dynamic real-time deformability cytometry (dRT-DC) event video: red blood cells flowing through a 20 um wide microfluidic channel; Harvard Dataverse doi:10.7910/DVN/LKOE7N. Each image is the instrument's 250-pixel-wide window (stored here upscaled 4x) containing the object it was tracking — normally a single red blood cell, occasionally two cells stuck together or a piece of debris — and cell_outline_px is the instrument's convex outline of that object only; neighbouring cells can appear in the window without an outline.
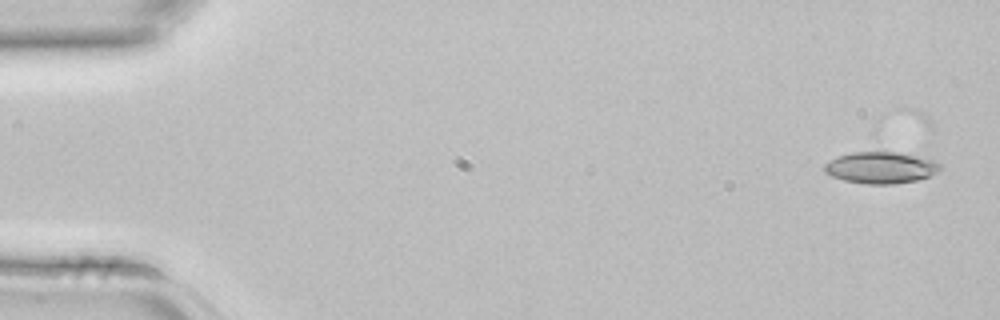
{"species": "common noctule bat (a hibernating species)", "species_latin": "Nyctalus noctula", "temperature_condition": "room temperature", "stored_images_in_passage": 4, "camera_frame_rate_fps": 3000, "um_per_image_px": 0.085, "animal": {"sex": "female", "body_mass_g": 22.7, "forearm_length_mm": 54.2}, "frame": {"image": 1, "passage_image": 1, "time_ms": 0.0, "image_size_px": [1000, 320], "cell_outline_px": [[940, 172], [916, 180], [892, 184], [868, 184], [844, 180], [832, 176], [824, 172], [824, 164], [836, 156], [852, 152], [872, 148], [924, 144], [940, 164]], "centroid_in_image_um": [75.17, 14.03], "position_along_channel_um": 9.8, "area_um2": 25.03}}
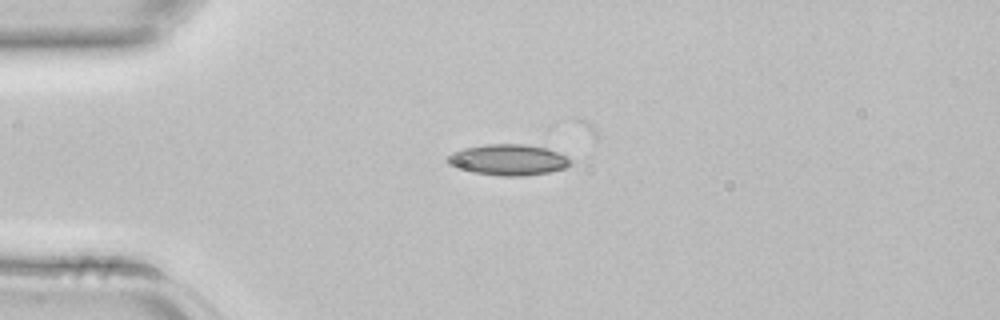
{"frame": {"image": 2, "passage_image": 3, "time_ms": 0.667, "image_size_px": [1000, 320], "cell_outline_px": [[572, 164], [564, 168], [548, 172], [524, 176], [500, 176], [476, 172], [448, 164], [444, 160], [452, 152], [464, 148], [484, 144], [524, 144], [548, 148], [572, 160]], "centroid_in_image_um": [43.2, 13.57], "position_along_channel_um": 41.8, "area_um2": 22.02}}
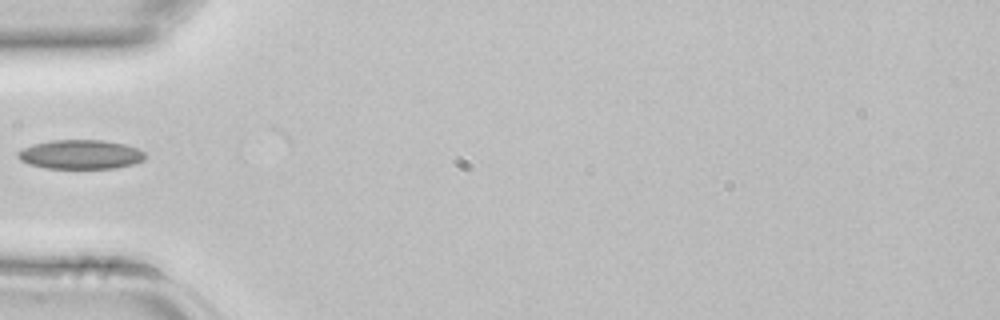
{"frame": {"image": 3, "passage_image": 4, "time_ms": 1.0, "image_size_px": [1000, 320], "cell_outline_px": [[144, 160], [136, 164], [116, 168], [48, 168], [28, 164], [20, 160], [16, 156], [16, 152], [32, 144], [52, 140], [104, 140], [124, 144], [136, 148], [144, 152]], "centroid_in_image_um": [6.83, 13.13], "position_along_channel_um": 78.2, "area_um2": 21.73}}